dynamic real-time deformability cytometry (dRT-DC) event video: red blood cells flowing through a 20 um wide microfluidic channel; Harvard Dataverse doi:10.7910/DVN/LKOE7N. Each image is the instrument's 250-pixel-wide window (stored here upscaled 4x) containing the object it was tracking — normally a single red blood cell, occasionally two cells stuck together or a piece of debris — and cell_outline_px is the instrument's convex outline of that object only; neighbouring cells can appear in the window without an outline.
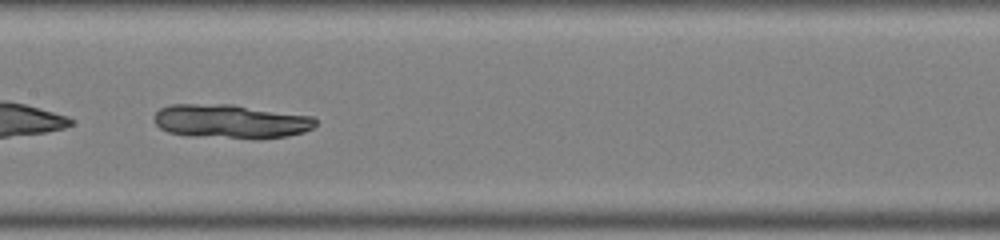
{"species": "common noctule bat (a hibernating species)", "species_latin": "Nyctalus noctula", "temperature_condition": "warm", "stored_images_in_passage": 48, "camera_frame_rate_fps": 3000, "um_per_image_px": 0.085, "animal": {"sex": "male", "body_mass_g": 19.0, "forearm_length_mm": 50.8}, "frame": {"image": 1, "passage_image": 25, "time_ms": 8.0, "image_size_px": [1000, 240], "cell_outline_px": [[316, 124], [312, 128], [304, 132], [288, 136], [260, 140], [252, 140], [192, 136], [168, 132], [160, 128], [156, 124], [156, 112], [160, 108], [172, 104], [232, 104], [312, 116], [316, 120]], "centroid_in_image_um": [19.65, 10.34], "position_along_channel_um": 187.7, "area_um2": 32.43}}
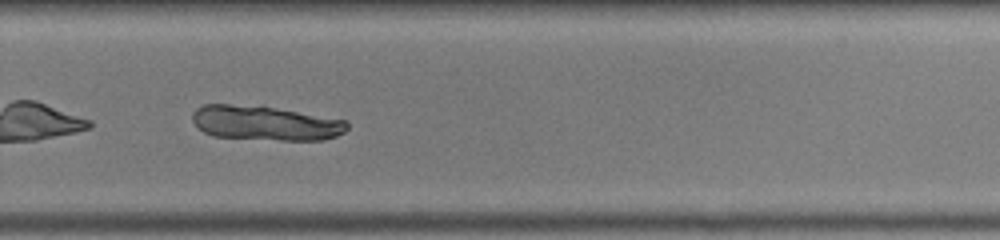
{"frame": {"image": 2, "passage_image": 34, "time_ms": 11.0, "image_size_px": [1000, 240], "cell_outline_px": [[348, 128], [344, 132], [336, 136], [324, 140], [280, 140], [212, 136], [204, 132], [192, 120], [192, 112], [196, 108], [204, 104], [228, 104], [272, 108], [344, 120], [348, 124]], "centroid_in_image_um": [22.51, 10.48], "position_along_channel_um": 307.3, "area_um2": 30.58}}
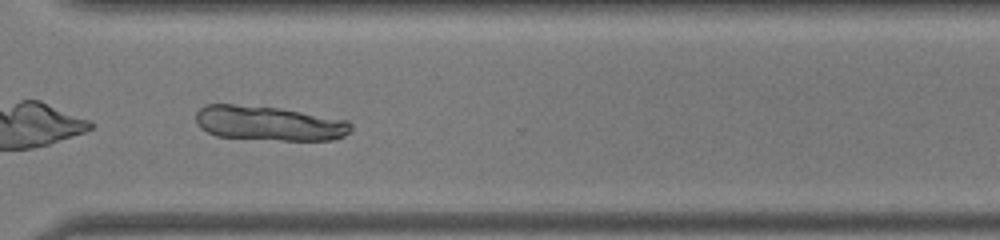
{"frame": {"image": 3, "passage_image": 37, "time_ms": 12.0, "image_size_px": [1000, 240], "cell_outline_px": [[352, 128], [344, 136], [332, 140], [284, 140], [216, 136], [200, 128], [196, 120], [196, 112], [204, 104], [232, 104], [280, 108], [348, 120], [352, 124]], "centroid_in_image_um": [22.86, 10.47], "position_along_channel_um": 347.7, "area_um2": 31.21}}